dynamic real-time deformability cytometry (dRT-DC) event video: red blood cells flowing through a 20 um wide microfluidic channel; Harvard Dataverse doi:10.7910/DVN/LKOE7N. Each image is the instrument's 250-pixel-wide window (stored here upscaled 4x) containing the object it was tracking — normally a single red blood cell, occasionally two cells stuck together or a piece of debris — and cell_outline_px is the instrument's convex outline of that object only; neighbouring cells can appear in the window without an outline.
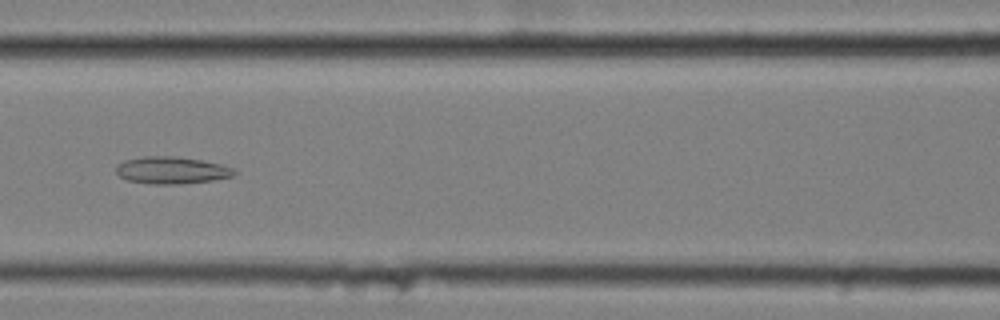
{"species": "common noctule bat (a hibernating species)", "species_latin": "Nyctalus noctula", "temperature_condition": "cold", "stored_images_in_passage": 42, "segment_of_instrument_passage": [1, 2], "camera_frame_rate_fps": 3000, "um_per_image_px": 0.085, "animal": {"sex": "female", "body_mass_g": 25.1}, "frame": {"image": 1, "passage_image": 9, "time_ms": 2.667, "image_size_px": [1000, 320], "cell_outline_px": [[236, 172], [232, 176], [212, 180], [176, 184], [152, 184], [128, 180], [120, 176], [116, 172], [116, 164], [124, 160], [144, 156], [172, 156], [200, 160], [220, 164], [232, 168]], "centroid_in_image_um": [14.54, 14.46], "position_along_channel_um": 152.1, "area_um2": 18.44}}
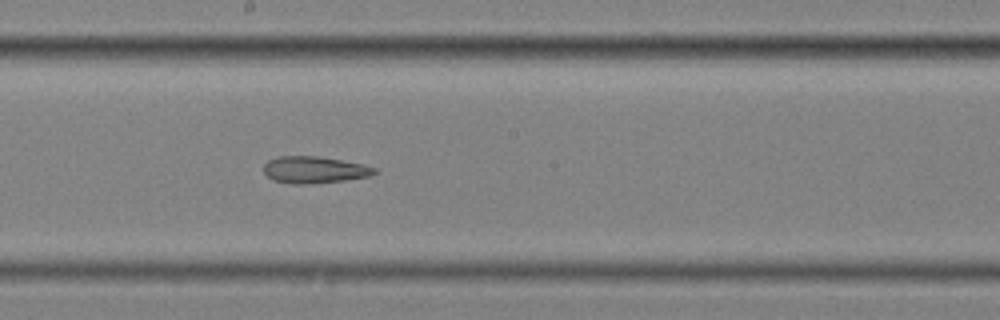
{"frame": {"image": 2, "passage_image": 15, "time_ms": 4.667, "image_size_px": [1000, 320], "cell_outline_px": [[376, 172], [372, 176], [344, 180], [312, 184], [292, 184], [272, 180], [264, 172], [264, 164], [268, 160], [276, 156], [320, 156], [364, 164], [376, 168]], "centroid_in_image_um": [26.72, 14.43], "position_along_channel_um": 221.5, "area_um2": 17.51}}
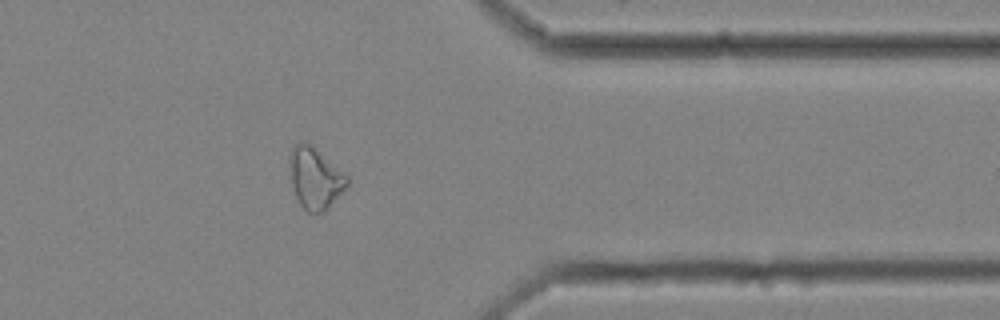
{"frame": {"image": 3, "passage_image": 30, "time_ms": 9.667, "image_size_px": [1000, 320], "cell_outline_px": [[352, 180], [328, 208], [324, 212], [316, 216], [308, 212], [300, 204], [296, 196], [292, 184], [288, 156], [296, 144], [300, 140], [308, 144], [348, 176]], "centroid_in_image_um": [26.79, 15.2], "position_along_channel_um": 384.6, "area_um2": 20.29}}